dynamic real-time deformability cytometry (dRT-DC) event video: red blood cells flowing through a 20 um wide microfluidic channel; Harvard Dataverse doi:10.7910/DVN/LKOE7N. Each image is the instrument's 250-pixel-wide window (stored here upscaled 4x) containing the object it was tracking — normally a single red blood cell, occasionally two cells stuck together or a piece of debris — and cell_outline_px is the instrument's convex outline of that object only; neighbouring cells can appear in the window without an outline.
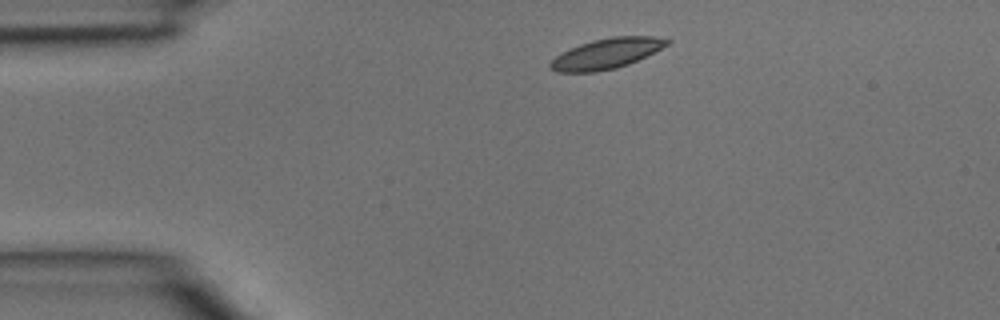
{"species": "common noctule bat (a hibernating species)", "species_latin": "Nyctalus noctula", "temperature_condition": "room temperature", "stored_images_in_passage": 1, "camera_frame_rate_fps": 3000, "um_per_image_px": 0.085, "animal": {"sex": "male", "body_mass_g": 15.6}, "frame": {"image": 1, "passage_image": 1, "time_ms": 0.0, "image_size_px": [1000, 320], "cell_outline_px": [[672, 40], [668, 44], [628, 64], [616, 68], [596, 72], [556, 72], [548, 68], [548, 64], [556, 56], [580, 44], [592, 40], [612, 36], [656, 36]], "centroid_in_image_um": [51.52, 4.55], "position_along_channel_um": 33.5, "area_um2": 20.4}}